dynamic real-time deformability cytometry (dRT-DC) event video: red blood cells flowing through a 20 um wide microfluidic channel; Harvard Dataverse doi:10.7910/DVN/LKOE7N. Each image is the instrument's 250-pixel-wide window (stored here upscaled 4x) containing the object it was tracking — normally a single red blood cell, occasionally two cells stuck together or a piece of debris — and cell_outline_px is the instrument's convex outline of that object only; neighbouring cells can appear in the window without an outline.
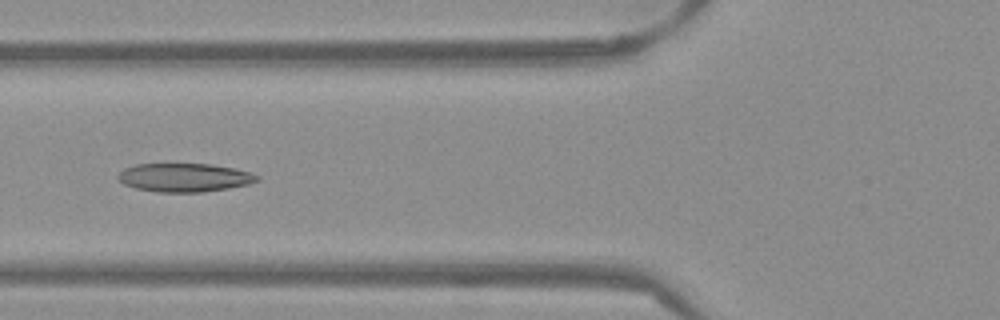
{"species": "Egyptian fruit bat (a non-hibernating species)", "species_latin": "Rousettus aegyptiacus", "temperature_condition": "warm", "stored_images_in_passage": 53, "camera_frame_rate_fps": 3000, "um_per_image_px": 0.085, "frame": {"image": 1, "passage_image": 21, "time_ms": 6.667, "image_size_px": [1000, 320], "cell_outline_px": [[260, 180], [248, 184], [228, 188], [200, 192], [156, 192], [136, 188], [124, 184], [116, 176], [124, 168], [136, 164], [212, 164], [236, 168], [260, 176]], "centroid_in_image_um": [15.68, 15.08], "position_along_channel_um": 110.1, "area_um2": 23.12}}
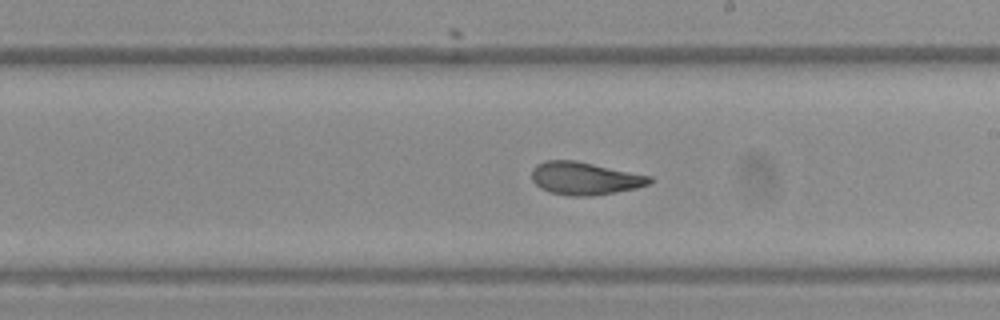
{"frame": {"image": 2, "passage_image": 31, "time_ms": 10.0, "image_size_px": [1000, 320], "cell_outline_px": [[652, 180], [648, 184], [636, 188], [616, 192], [592, 196], [568, 196], [548, 192], [540, 188], [532, 180], [532, 168], [536, 164], [548, 160], [576, 160], [652, 176]], "centroid_in_image_um": [49.68, 15.16], "position_along_channel_um": 239.3, "area_um2": 22.66}}
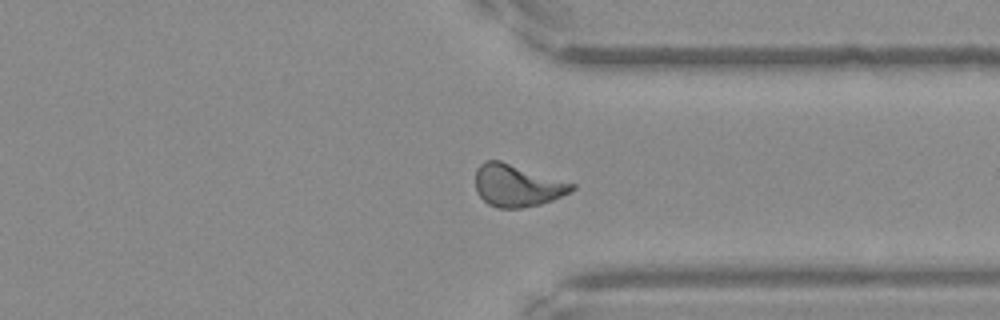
{"frame": {"image": 3, "passage_image": 41, "time_ms": 13.333, "image_size_px": [1000, 320], "cell_outline_px": [[576, 188], [552, 200], [540, 204], [520, 208], [496, 208], [488, 204], [476, 192], [476, 168], [484, 160], [500, 160], [576, 184]], "centroid_in_image_um": [43.93, 15.76], "position_along_channel_um": 367.5, "area_um2": 23.64}, "authors_computed_cell_mechanics": {"area_um2": 23.3512, "velocity_mm_per_s": 3.8675, "shape_relaxation_time_tau1_ms": 5.0845, "shape_relaxation_time_tau2_ms": 1.2648, "deformation_change_tau1": 0.1614, "deformation_change_tau2": 0.0692}}